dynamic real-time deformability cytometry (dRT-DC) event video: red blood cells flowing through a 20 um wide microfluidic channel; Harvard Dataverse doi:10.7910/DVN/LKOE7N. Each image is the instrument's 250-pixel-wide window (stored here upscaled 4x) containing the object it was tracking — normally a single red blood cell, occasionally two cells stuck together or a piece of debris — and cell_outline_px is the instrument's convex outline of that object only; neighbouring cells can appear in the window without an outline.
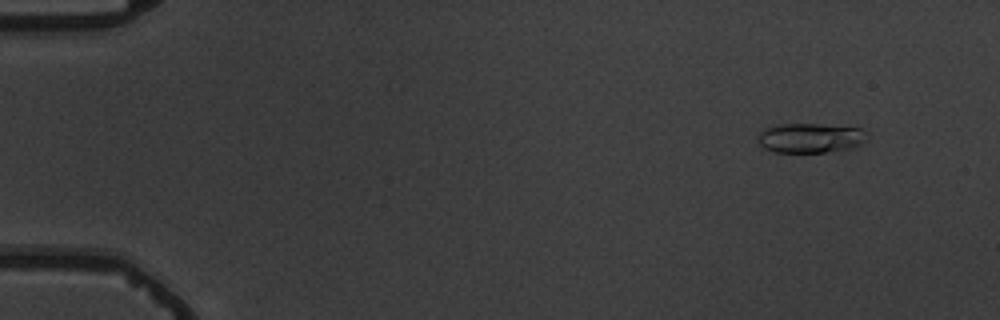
{"species": "common noctule bat (a hibernating species)", "species_latin": "Nyctalus noctula", "temperature_condition": "warm", "stored_images_in_passage": 6, "camera_frame_rate_fps": 3000, "um_per_image_px": 0.085, "animal": {"sex": "male", "body_mass_g": 19.5, "forearm_length_mm": 54.6}, "frame": {"image": 1, "passage_image": 2, "time_ms": 1.333, "image_size_px": [1000, 320], "cell_outline_px": [[868, 140], [856, 148], [824, 152], [776, 152], [764, 148], [756, 140], [760, 132], [764, 128], [780, 124], [820, 124], [860, 128], [868, 132]], "centroid_in_image_um": [68.93, 11.73], "position_along_channel_um": 16.1, "area_um2": 19.19}}